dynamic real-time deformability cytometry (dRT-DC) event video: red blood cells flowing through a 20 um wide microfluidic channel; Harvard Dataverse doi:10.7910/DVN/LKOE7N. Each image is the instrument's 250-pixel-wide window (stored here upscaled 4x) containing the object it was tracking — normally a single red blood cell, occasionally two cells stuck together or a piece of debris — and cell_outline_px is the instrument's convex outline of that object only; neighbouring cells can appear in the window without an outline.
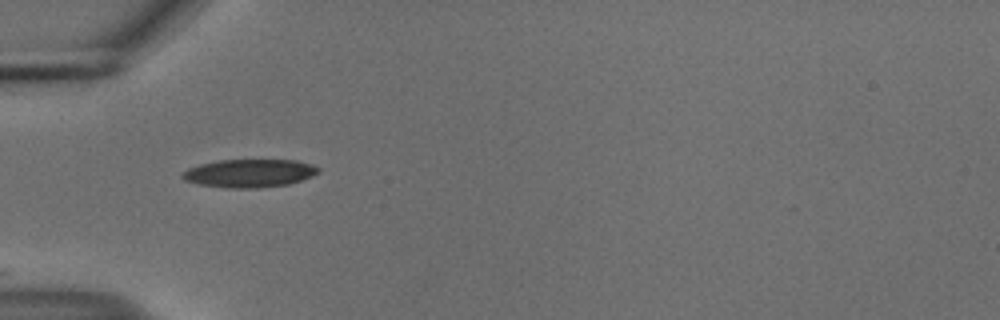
{"species": "common noctule bat (a hibernating species)", "species_latin": "Nyctalus noctula", "temperature_condition": "cold", "stored_images_in_passage": 12, "camera_frame_rate_fps": 3000, "um_per_image_px": 0.085, "animal": {"sex": "male", "body_mass_g": 18.8}, "frame": {"image": 1, "passage_image": 1, "time_ms": 0.0, "image_size_px": [1000, 320], "cell_outline_px": [[320, 172], [312, 176], [288, 184], [260, 188], [228, 188], [200, 184], [184, 180], [180, 176], [188, 168], [200, 164], [220, 160], [296, 160], [312, 164], [320, 168]], "centroid_in_image_um": [21.22, 14.72], "position_along_channel_um": 63.8, "area_um2": 22.25}}